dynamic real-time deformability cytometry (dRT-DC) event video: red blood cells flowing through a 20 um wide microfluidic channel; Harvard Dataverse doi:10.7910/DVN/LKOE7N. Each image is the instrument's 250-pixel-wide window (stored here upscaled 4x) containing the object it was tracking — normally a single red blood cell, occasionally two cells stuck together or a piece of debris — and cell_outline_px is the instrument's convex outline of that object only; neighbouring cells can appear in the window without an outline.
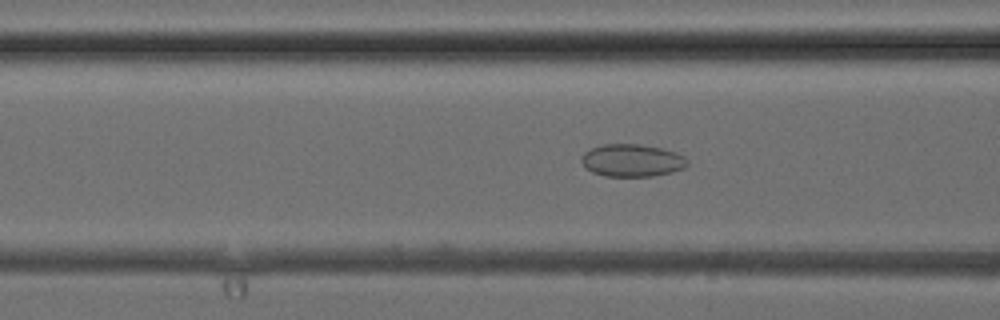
{"species": "common noctule bat (a hibernating species)", "species_latin": "Nyctalus noctula", "temperature_condition": "cold", "stored_images_in_passage": 5, "camera_frame_rate_fps": 3000, "um_per_image_px": 0.085, "animal": {"sex": "female", "body_mass_g": 24.6, "forearm_length_mm": 56.2}, "frame": {"image": 1, "passage_image": 5, "time_ms": 4.667, "image_size_px": [1000, 320], "cell_outline_px": [[688, 164], [684, 168], [672, 172], [652, 176], [604, 176], [592, 172], [584, 168], [580, 160], [580, 156], [584, 152], [592, 148], [604, 144], [640, 144], [660, 148], [676, 152], [684, 156], [688, 160]], "centroid_in_image_um": [53.7, 13.64], "position_along_channel_um": 112.9, "area_um2": 20.23}}